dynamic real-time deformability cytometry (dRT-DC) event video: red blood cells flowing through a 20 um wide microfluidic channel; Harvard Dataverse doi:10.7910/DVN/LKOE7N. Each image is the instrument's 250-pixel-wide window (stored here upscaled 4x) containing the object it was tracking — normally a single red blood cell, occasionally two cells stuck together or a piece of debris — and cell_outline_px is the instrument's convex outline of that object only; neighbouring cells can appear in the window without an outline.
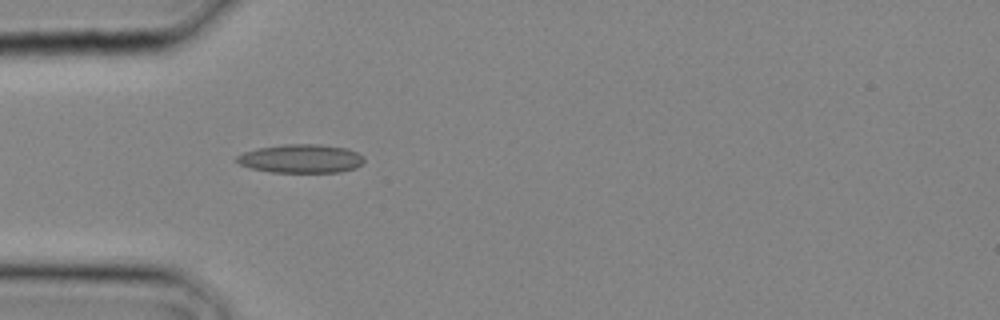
{"species": "common noctule bat (a hibernating species)", "species_latin": "Nyctalus noctula", "temperature_condition": "cold", "stored_images_in_passage": 3, "camera_frame_rate_fps": 3000, "um_per_image_px": 0.085, "animal": {"sex": "male", "body_mass_g": 20.4}, "frame": {"image": 1, "passage_image": 3, "time_ms": 0.667, "image_size_px": [1000, 320], "cell_outline_px": [[364, 160], [356, 168], [340, 172], [272, 172], [248, 168], [240, 164], [236, 160], [236, 156], [244, 152], [256, 148], [284, 144], [320, 144], [348, 148], [364, 156]], "centroid_in_image_um": [25.58, 13.48], "position_along_channel_um": 59.4, "area_um2": 21.39}}